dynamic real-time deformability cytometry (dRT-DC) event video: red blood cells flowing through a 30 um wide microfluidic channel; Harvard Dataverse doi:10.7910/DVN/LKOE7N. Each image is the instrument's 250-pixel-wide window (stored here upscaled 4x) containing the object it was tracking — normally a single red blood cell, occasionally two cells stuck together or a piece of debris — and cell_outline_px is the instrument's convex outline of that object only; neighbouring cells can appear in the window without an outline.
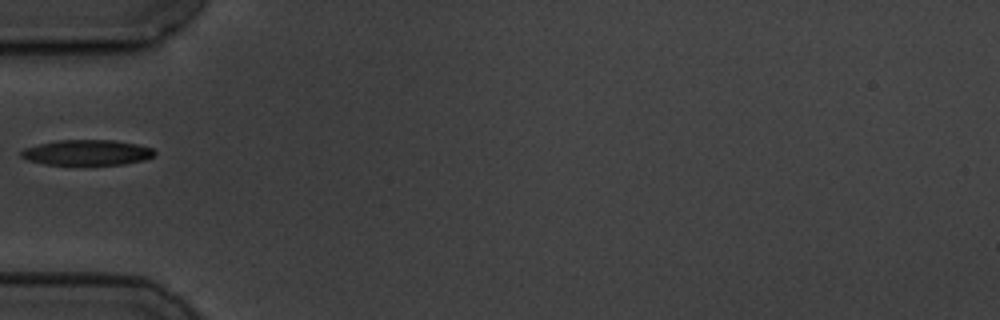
{"species": "common noctule bat (a hibernating species)", "species_latin": "Nyctalus noctula", "temperature_condition": "cold", "stored_images_in_passage": 39, "camera_frame_rate_fps": 3000, "um_per_image_px": 0.085, "animal": {"sex": "male", "body_mass_g": 19.5, "forearm_length_mm": 54.6}, "frame": {"image": 1, "passage_image": 1, "time_ms": 0.0, "image_size_px": [1000, 320], "cell_outline_px": [[156, 152], [152, 156], [144, 160], [124, 164], [44, 164], [28, 160], [20, 156], [20, 152], [24, 148], [56, 140], [112, 140], [136, 144], [152, 148]], "centroid_in_image_um": [7.38, 12.96], "position_along_channel_um": 77.6, "area_um2": 19.54}}
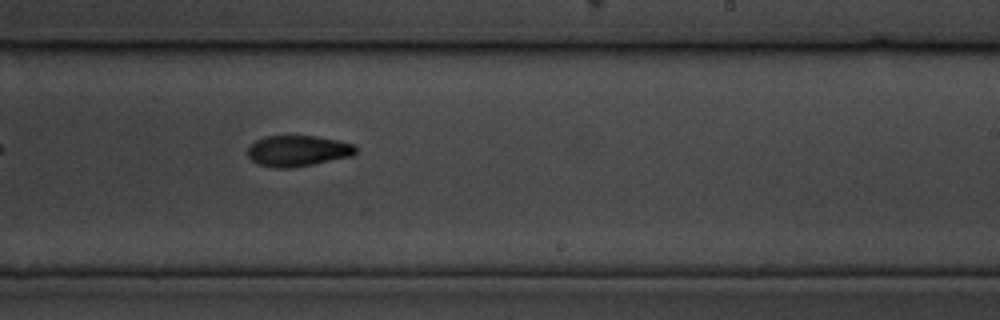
{"frame": {"image": 2, "passage_image": 17, "time_ms": 5.333, "image_size_px": [1000, 320], "cell_outline_px": [[356, 152], [352, 156], [292, 168], [276, 168], [260, 164], [252, 160], [248, 156], [248, 148], [256, 140], [264, 136], [316, 136], [356, 144]], "centroid_in_image_um": [25.33, 12.82], "position_along_channel_um": 263.7, "area_um2": 19.36}}
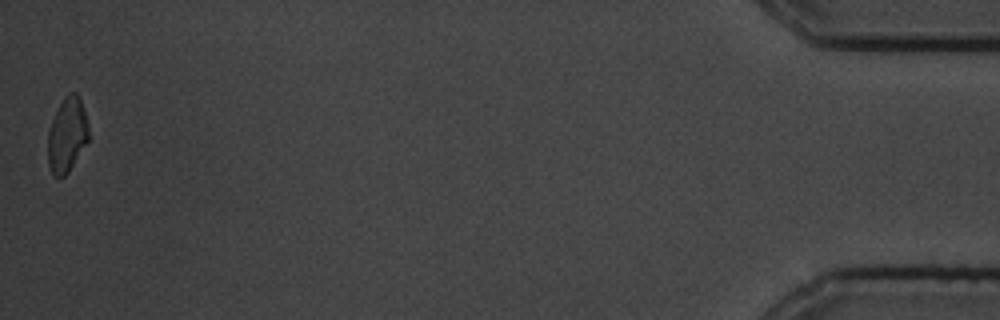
{"frame": {"image": 3, "passage_image": 39, "time_ms": 12.667, "image_size_px": [1000, 320], "cell_outline_px": [[88, 140], [68, 172], [64, 176], [52, 176], [48, 164], [48, 128], [64, 96], [68, 92], [76, 92], [80, 96], [88, 124]], "centroid_in_image_um": [5.69, 11.44], "position_along_channel_um": 429.5, "area_um2": 17.69}}